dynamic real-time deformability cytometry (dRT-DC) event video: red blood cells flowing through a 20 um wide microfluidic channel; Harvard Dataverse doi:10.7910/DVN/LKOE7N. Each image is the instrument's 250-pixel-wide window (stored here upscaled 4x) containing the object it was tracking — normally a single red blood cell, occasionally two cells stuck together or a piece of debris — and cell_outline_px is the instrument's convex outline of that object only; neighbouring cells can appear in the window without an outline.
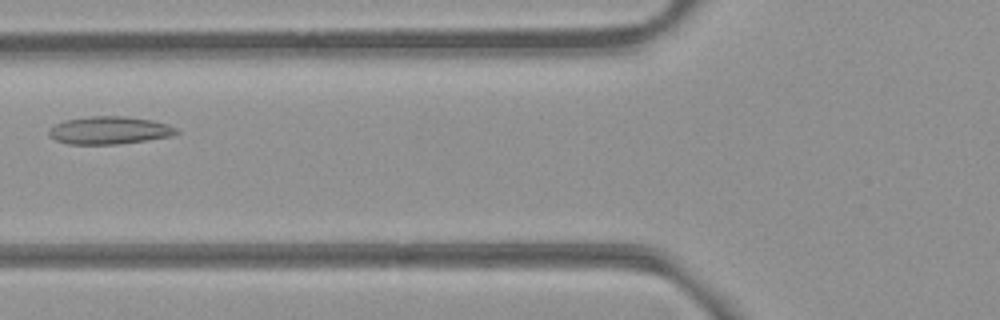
{"species": "common noctule bat (a hibernating species)", "species_latin": "Nyctalus noctula", "temperature_condition": "room temperature", "stored_images_in_passage": 7, "camera_frame_rate_fps": 3000, "um_per_image_px": 0.085, "animal": {"sex": "female", "body_mass_g": 21.9}, "frame": {"image": 1, "passage_image": 7, "time_ms": 2.0, "image_size_px": [1000, 320], "cell_outline_px": [[180, 132], [172, 136], [116, 144], [68, 144], [56, 140], [48, 136], [48, 132], [56, 124], [64, 120], [88, 116], [124, 116], [152, 120], [168, 124], [176, 128]], "centroid_in_image_um": [9.29, 11.07], "position_along_channel_um": 116.5, "area_um2": 20.52}}